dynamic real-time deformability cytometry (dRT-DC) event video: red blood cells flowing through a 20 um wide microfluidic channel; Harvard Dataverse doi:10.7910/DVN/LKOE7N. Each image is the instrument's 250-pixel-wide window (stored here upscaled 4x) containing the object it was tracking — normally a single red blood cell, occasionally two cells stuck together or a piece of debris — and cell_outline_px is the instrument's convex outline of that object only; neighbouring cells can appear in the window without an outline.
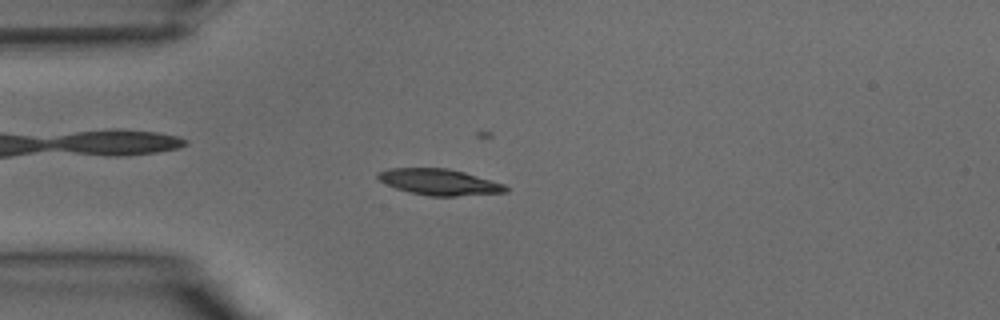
{"species": "common noctule bat (a hibernating species)", "species_latin": "Nyctalus noctula", "temperature_condition": "warm", "stored_images_in_passage": 40, "camera_frame_rate_fps": 3000, "um_per_image_px": 0.085, "animal": {"sex": "male", "body_mass_g": 15.6}, "frame": {"image": 1, "passage_image": 10, "time_ms": 3.0, "image_size_px": [1000, 320], "cell_outline_px": [[508, 192], [456, 196], [428, 196], [396, 188], [380, 180], [376, 176], [380, 172], [388, 168], [448, 168], [464, 172], [504, 184], [508, 188]], "centroid_in_image_um": [37.36, 15.47], "position_along_channel_um": 47.6, "area_um2": 19.19}}
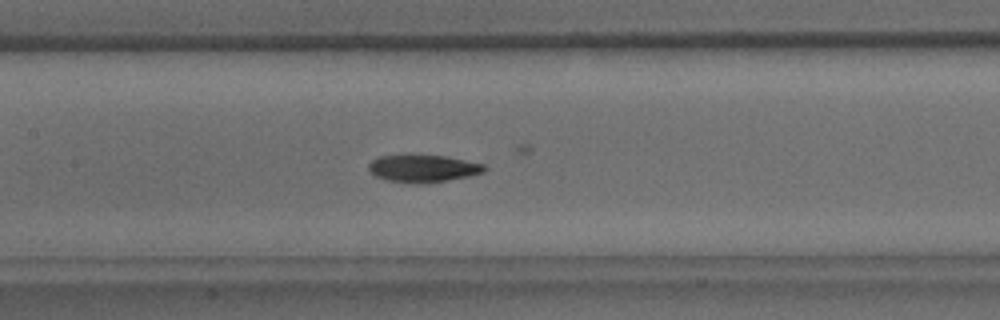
{"frame": {"image": 2, "passage_image": 18, "time_ms": 5.667, "image_size_px": [1000, 320], "cell_outline_px": [[488, 168], [484, 172], [468, 176], [424, 184], [420, 184], [388, 180], [376, 176], [368, 168], [368, 164], [372, 160], [380, 156], [444, 156], [484, 164]], "centroid_in_image_um": [35.98, 14.33], "position_along_channel_um": 171.4, "area_um2": 18.03}}
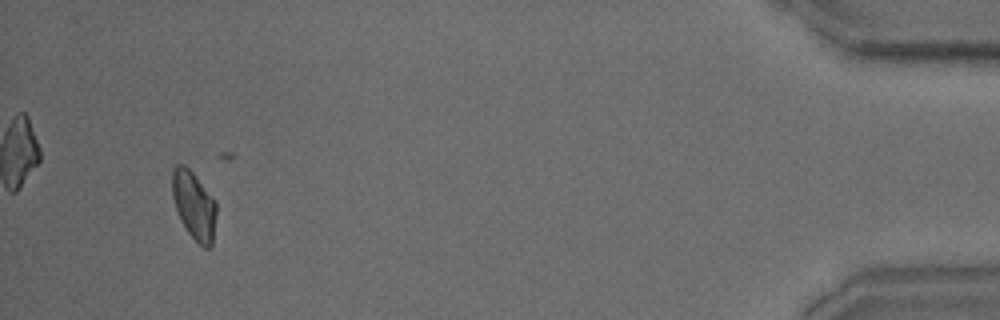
{"frame": {"image": 3, "passage_image": 37, "time_ms": 12.0, "image_size_px": [1000, 320], "cell_outline_px": [[216, 212], [212, 244], [208, 248], [204, 248], [188, 232], [180, 220], [172, 196], [172, 168], [176, 164], [184, 164], [196, 176], [216, 200]], "centroid_in_image_um": [16.48, 17.42], "position_along_channel_um": 418.7, "area_um2": 17.51}}